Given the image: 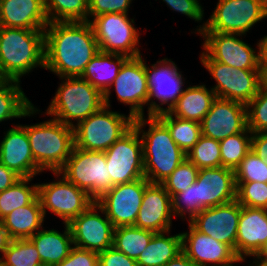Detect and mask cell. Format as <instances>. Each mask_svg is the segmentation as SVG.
<instances>
[{
  "label": "cell",
  "instance_id": "19",
  "mask_svg": "<svg viewBox=\"0 0 267 266\" xmlns=\"http://www.w3.org/2000/svg\"><path fill=\"white\" fill-rule=\"evenodd\" d=\"M241 205L237 200L203 209L188 221L197 231L229 245L235 251Z\"/></svg>",
  "mask_w": 267,
  "mask_h": 266
},
{
  "label": "cell",
  "instance_id": "54",
  "mask_svg": "<svg viewBox=\"0 0 267 266\" xmlns=\"http://www.w3.org/2000/svg\"><path fill=\"white\" fill-rule=\"evenodd\" d=\"M7 81H8L7 77L3 74V72H2V70L0 68V86L2 84H4L5 82H7Z\"/></svg>",
  "mask_w": 267,
  "mask_h": 266
},
{
  "label": "cell",
  "instance_id": "41",
  "mask_svg": "<svg viewBox=\"0 0 267 266\" xmlns=\"http://www.w3.org/2000/svg\"><path fill=\"white\" fill-rule=\"evenodd\" d=\"M199 169L187 158L161 184L168 194H175L188 189L197 179Z\"/></svg>",
  "mask_w": 267,
  "mask_h": 266
},
{
  "label": "cell",
  "instance_id": "31",
  "mask_svg": "<svg viewBox=\"0 0 267 266\" xmlns=\"http://www.w3.org/2000/svg\"><path fill=\"white\" fill-rule=\"evenodd\" d=\"M39 112L25 95L19 81L8 80L0 86V123L12 118L30 117Z\"/></svg>",
  "mask_w": 267,
  "mask_h": 266
},
{
  "label": "cell",
  "instance_id": "7",
  "mask_svg": "<svg viewBox=\"0 0 267 266\" xmlns=\"http://www.w3.org/2000/svg\"><path fill=\"white\" fill-rule=\"evenodd\" d=\"M133 123L134 118L130 114H120L103 106L73 127L74 146L88 151L105 152L133 127Z\"/></svg>",
  "mask_w": 267,
  "mask_h": 266
},
{
  "label": "cell",
  "instance_id": "18",
  "mask_svg": "<svg viewBox=\"0 0 267 266\" xmlns=\"http://www.w3.org/2000/svg\"><path fill=\"white\" fill-rule=\"evenodd\" d=\"M68 225L76 247L100 253L113 246L115 227L96 201Z\"/></svg>",
  "mask_w": 267,
  "mask_h": 266
},
{
  "label": "cell",
  "instance_id": "21",
  "mask_svg": "<svg viewBox=\"0 0 267 266\" xmlns=\"http://www.w3.org/2000/svg\"><path fill=\"white\" fill-rule=\"evenodd\" d=\"M189 231L181 232L182 252L198 266H233L244 262L227 244L197 231L189 223Z\"/></svg>",
  "mask_w": 267,
  "mask_h": 266
},
{
  "label": "cell",
  "instance_id": "50",
  "mask_svg": "<svg viewBox=\"0 0 267 266\" xmlns=\"http://www.w3.org/2000/svg\"><path fill=\"white\" fill-rule=\"evenodd\" d=\"M164 266H198L183 252L179 253L172 260L168 261Z\"/></svg>",
  "mask_w": 267,
  "mask_h": 266
},
{
  "label": "cell",
  "instance_id": "25",
  "mask_svg": "<svg viewBox=\"0 0 267 266\" xmlns=\"http://www.w3.org/2000/svg\"><path fill=\"white\" fill-rule=\"evenodd\" d=\"M48 24L44 0H1L0 26L44 30Z\"/></svg>",
  "mask_w": 267,
  "mask_h": 266
},
{
  "label": "cell",
  "instance_id": "6",
  "mask_svg": "<svg viewBox=\"0 0 267 266\" xmlns=\"http://www.w3.org/2000/svg\"><path fill=\"white\" fill-rule=\"evenodd\" d=\"M59 79L62 80L61 84L44 112L50 118L53 116L63 124L74 127L104 106V94L85 79L80 76Z\"/></svg>",
  "mask_w": 267,
  "mask_h": 266
},
{
  "label": "cell",
  "instance_id": "32",
  "mask_svg": "<svg viewBox=\"0 0 267 266\" xmlns=\"http://www.w3.org/2000/svg\"><path fill=\"white\" fill-rule=\"evenodd\" d=\"M154 232L144 230L134 225L119 226L114 229L113 247L129 258L137 260L149 244Z\"/></svg>",
  "mask_w": 267,
  "mask_h": 266
},
{
  "label": "cell",
  "instance_id": "13",
  "mask_svg": "<svg viewBox=\"0 0 267 266\" xmlns=\"http://www.w3.org/2000/svg\"><path fill=\"white\" fill-rule=\"evenodd\" d=\"M61 176L57 181L38 183V197L45 217L49 210L60 217L63 224H69L95 201L86 191Z\"/></svg>",
  "mask_w": 267,
  "mask_h": 266
},
{
  "label": "cell",
  "instance_id": "33",
  "mask_svg": "<svg viewBox=\"0 0 267 266\" xmlns=\"http://www.w3.org/2000/svg\"><path fill=\"white\" fill-rule=\"evenodd\" d=\"M168 128L175 143L187 154L201 136L200 122L173 117L168 111L156 115Z\"/></svg>",
  "mask_w": 267,
  "mask_h": 266
},
{
  "label": "cell",
  "instance_id": "20",
  "mask_svg": "<svg viewBox=\"0 0 267 266\" xmlns=\"http://www.w3.org/2000/svg\"><path fill=\"white\" fill-rule=\"evenodd\" d=\"M200 125L201 135L220 142L247 128V107L238 101L216 97Z\"/></svg>",
  "mask_w": 267,
  "mask_h": 266
},
{
  "label": "cell",
  "instance_id": "56",
  "mask_svg": "<svg viewBox=\"0 0 267 266\" xmlns=\"http://www.w3.org/2000/svg\"><path fill=\"white\" fill-rule=\"evenodd\" d=\"M257 1L260 2L263 8L267 11V0H257Z\"/></svg>",
  "mask_w": 267,
  "mask_h": 266
},
{
  "label": "cell",
  "instance_id": "35",
  "mask_svg": "<svg viewBox=\"0 0 267 266\" xmlns=\"http://www.w3.org/2000/svg\"><path fill=\"white\" fill-rule=\"evenodd\" d=\"M50 22H88L89 0H44Z\"/></svg>",
  "mask_w": 267,
  "mask_h": 266
},
{
  "label": "cell",
  "instance_id": "14",
  "mask_svg": "<svg viewBox=\"0 0 267 266\" xmlns=\"http://www.w3.org/2000/svg\"><path fill=\"white\" fill-rule=\"evenodd\" d=\"M145 71L149 88L147 115L169 111L185 90L182 89L185 78L183 79L181 71H178L177 65L168 58L156 61L151 68L145 61ZM154 98L160 101V104L156 103ZM163 105L167 107L163 108Z\"/></svg>",
  "mask_w": 267,
  "mask_h": 266
},
{
  "label": "cell",
  "instance_id": "24",
  "mask_svg": "<svg viewBox=\"0 0 267 266\" xmlns=\"http://www.w3.org/2000/svg\"><path fill=\"white\" fill-rule=\"evenodd\" d=\"M266 243L267 210L242 206L238 222L235 254L245 261L247 257L258 254Z\"/></svg>",
  "mask_w": 267,
  "mask_h": 266
},
{
  "label": "cell",
  "instance_id": "53",
  "mask_svg": "<svg viewBox=\"0 0 267 266\" xmlns=\"http://www.w3.org/2000/svg\"><path fill=\"white\" fill-rule=\"evenodd\" d=\"M258 255L260 257L267 259V243L263 246V248L259 251Z\"/></svg>",
  "mask_w": 267,
  "mask_h": 266
},
{
  "label": "cell",
  "instance_id": "8",
  "mask_svg": "<svg viewBox=\"0 0 267 266\" xmlns=\"http://www.w3.org/2000/svg\"><path fill=\"white\" fill-rule=\"evenodd\" d=\"M56 178L63 175L69 182L86 191L97 201L112 188V181L103 151H88L73 147L69 158Z\"/></svg>",
  "mask_w": 267,
  "mask_h": 266
},
{
  "label": "cell",
  "instance_id": "28",
  "mask_svg": "<svg viewBox=\"0 0 267 266\" xmlns=\"http://www.w3.org/2000/svg\"><path fill=\"white\" fill-rule=\"evenodd\" d=\"M44 219L42 205L37 197L32 203L6 215L2 221L12 239H27L42 229Z\"/></svg>",
  "mask_w": 267,
  "mask_h": 266
},
{
  "label": "cell",
  "instance_id": "45",
  "mask_svg": "<svg viewBox=\"0 0 267 266\" xmlns=\"http://www.w3.org/2000/svg\"><path fill=\"white\" fill-rule=\"evenodd\" d=\"M200 0H163L170 9L200 22L204 18V10Z\"/></svg>",
  "mask_w": 267,
  "mask_h": 266
},
{
  "label": "cell",
  "instance_id": "48",
  "mask_svg": "<svg viewBox=\"0 0 267 266\" xmlns=\"http://www.w3.org/2000/svg\"><path fill=\"white\" fill-rule=\"evenodd\" d=\"M21 177L0 162V192L13 186Z\"/></svg>",
  "mask_w": 267,
  "mask_h": 266
},
{
  "label": "cell",
  "instance_id": "47",
  "mask_svg": "<svg viewBox=\"0 0 267 266\" xmlns=\"http://www.w3.org/2000/svg\"><path fill=\"white\" fill-rule=\"evenodd\" d=\"M251 150L267 162V132H256L252 134Z\"/></svg>",
  "mask_w": 267,
  "mask_h": 266
},
{
  "label": "cell",
  "instance_id": "5",
  "mask_svg": "<svg viewBox=\"0 0 267 266\" xmlns=\"http://www.w3.org/2000/svg\"><path fill=\"white\" fill-rule=\"evenodd\" d=\"M39 169L59 172L74 147V128L52 118L33 125H22Z\"/></svg>",
  "mask_w": 267,
  "mask_h": 266
},
{
  "label": "cell",
  "instance_id": "9",
  "mask_svg": "<svg viewBox=\"0 0 267 266\" xmlns=\"http://www.w3.org/2000/svg\"><path fill=\"white\" fill-rule=\"evenodd\" d=\"M200 60L217 82L211 87L217 98L247 105L259 92L263 83L262 70L236 69L211 59L204 51Z\"/></svg>",
  "mask_w": 267,
  "mask_h": 266
},
{
  "label": "cell",
  "instance_id": "15",
  "mask_svg": "<svg viewBox=\"0 0 267 266\" xmlns=\"http://www.w3.org/2000/svg\"><path fill=\"white\" fill-rule=\"evenodd\" d=\"M112 187L144 178L142 142L133 126L105 151Z\"/></svg>",
  "mask_w": 267,
  "mask_h": 266
},
{
  "label": "cell",
  "instance_id": "17",
  "mask_svg": "<svg viewBox=\"0 0 267 266\" xmlns=\"http://www.w3.org/2000/svg\"><path fill=\"white\" fill-rule=\"evenodd\" d=\"M149 183L144 177L114 185L96 203L103 209L115 228L134 225L142 204L145 187Z\"/></svg>",
  "mask_w": 267,
  "mask_h": 266
},
{
  "label": "cell",
  "instance_id": "26",
  "mask_svg": "<svg viewBox=\"0 0 267 266\" xmlns=\"http://www.w3.org/2000/svg\"><path fill=\"white\" fill-rule=\"evenodd\" d=\"M63 233L50 229H40L29 239L35 245L43 266H56L71 252L74 246L72 233L68 224Z\"/></svg>",
  "mask_w": 267,
  "mask_h": 266
},
{
  "label": "cell",
  "instance_id": "55",
  "mask_svg": "<svg viewBox=\"0 0 267 266\" xmlns=\"http://www.w3.org/2000/svg\"><path fill=\"white\" fill-rule=\"evenodd\" d=\"M263 84L267 85V68L262 72Z\"/></svg>",
  "mask_w": 267,
  "mask_h": 266
},
{
  "label": "cell",
  "instance_id": "3",
  "mask_svg": "<svg viewBox=\"0 0 267 266\" xmlns=\"http://www.w3.org/2000/svg\"><path fill=\"white\" fill-rule=\"evenodd\" d=\"M149 124L148 130L143 128ZM142 142L144 177L150 183H162L187 158L175 143L167 126L156 116L134 118Z\"/></svg>",
  "mask_w": 267,
  "mask_h": 266
},
{
  "label": "cell",
  "instance_id": "44",
  "mask_svg": "<svg viewBox=\"0 0 267 266\" xmlns=\"http://www.w3.org/2000/svg\"><path fill=\"white\" fill-rule=\"evenodd\" d=\"M56 266H99L97 252L74 246L70 254Z\"/></svg>",
  "mask_w": 267,
  "mask_h": 266
},
{
  "label": "cell",
  "instance_id": "43",
  "mask_svg": "<svg viewBox=\"0 0 267 266\" xmlns=\"http://www.w3.org/2000/svg\"><path fill=\"white\" fill-rule=\"evenodd\" d=\"M133 0H89L88 22L91 18L107 13L128 14Z\"/></svg>",
  "mask_w": 267,
  "mask_h": 266
},
{
  "label": "cell",
  "instance_id": "42",
  "mask_svg": "<svg viewBox=\"0 0 267 266\" xmlns=\"http://www.w3.org/2000/svg\"><path fill=\"white\" fill-rule=\"evenodd\" d=\"M236 200L241 206L267 210V183H236Z\"/></svg>",
  "mask_w": 267,
  "mask_h": 266
},
{
  "label": "cell",
  "instance_id": "4",
  "mask_svg": "<svg viewBox=\"0 0 267 266\" xmlns=\"http://www.w3.org/2000/svg\"><path fill=\"white\" fill-rule=\"evenodd\" d=\"M44 30L0 26V68L8 80L21 77L34 68H44Z\"/></svg>",
  "mask_w": 267,
  "mask_h": 266
},
{
  "label": "cell",
  "instance_id": "34",
  "mask_svg": "<svg viewBox=\"0 0 267 266\" xmlns=\"http://www.w3.org/2000/svg\"><path fill=\"white\" fill-rule=\"evenodd\" d=\"M33 178H21L13 186L0 192V219L15 209L32 203L38 197V183L30 185Z\"/></svg>",
  "mask_w": 267,
  "mask_h": 266
},
{
  "label": "cell",
  "instance_id": "40",
  "mask_svg": "<svg viewBox=\"0 0 267 266\" xmlns=\"http://www.w3.org/2000/svg\"><path fill=\"white\" fill-rule=\"evenodd\" d=\"M247 128L252 132H267V85H261L257 95L246 105Z\"/></svg>",
  "mask_w": 267,
  "mask_h": 266
},
{
  "label": "cell",
  "instance_id": "2",
  "mask_svg": "<svg viewBox=\"0 0 267 266\" xmlns=\"http://www.w3.org/2000/svg\"><path fill=\"white\" fill-rule=\"evenodd\" d=\"M234 170L227 167L201 168L196 181L183 192L172 197L173 215L190 221L205 208L236 200ZM184 204V205H183ZM184 217V218H183Z\"/></svg>",
  "mask_w": 267,
  "mask_h": 266
},
{
  "label": "cell",
  "instance_id": "27",
  "mask_svg": "<svg viewBox=\"0 0 267 266\" xmlns=\"http://www.w3.org/2000/svg\"><path fill=\"white\" fill-rule=\"evenodd\" d=\"M215 99V92L204 84L188 86L168 112L180 119L201 122Z\"/></svg>",
  "mask_w": 267,
  "mask_h": 266
},
{
  "label": "cell",
  "instance_id": "49",
  "mask_svg": "<svg viewBox=\"0 0 267 266\" xmlns=\"http://www.w3.org/2000/svg\"><path fill=\"white\" fill-rule=\"evenodd\" d=\"M13 239L10 237L9 233L7 232L6 227L4 226V223L2 219H0V252L1 254H4V251L8 248L11 241ZM0 254V258H1Z\"/></svg>",
  "mask_w": 267,
  "mask_h": 266
},
{
  "label": "cell",
  "instance_id": "29",
  "mask_svg": "<svg viewBox=\"0 0 267 266\" xmlns=\"http://www.w3.org/2000/svg\"><path fill=\"white\" fill-rule=\"evenodd\" d=\"M127 56L99 52L86 65L80 76L103 94L110 88L117 77Z\"/></svg>",
  "mask_w": 267,
  "mask_h": 266
},
{
  "label": "cell",
  "instance_id": "23",
  "mask_svg": "<svg viewBox=\"0 0 267 266\" xmlns=\"http://www.w3.org/2000/svg\"><path fill=\"white\" fill-rule=\"evenodd\" d=\"M4 134L0 142V162L21 178L40 175L42 171L34 161L25 128L18 124Z\"/></svg>",
  "mask_w": 267,
  "mask_h": 266
},
{
  "label": "cell",
  "instance_id": "10",
  "mask_svg": "<svg viewBox=\"0 0 267 266\" xmlns=\"http://www.w3.org/2000/svg\"><path fill=\"white\" fill-rule=\"evenodd\" d=\"M128 14L107 13L93 17L89 23L101 52L119 54L128 58L141 56L140 32Z\"/></svg>",
  "mask_w": 267,
  "mask_h": 266
},
{
  "label": "cell",
  "instance_id": "30",
  "mask_svg": "<svg viewBox=\"0 0 267 266\" xmlns=\"http://www.w3.org/2000/svg\"><path fill=\"white\" fill-rule=\"evenodd\" d=\"M181 252V233L171 236L170 230L154 233L147 247L138 256L137 266H164Z\"/></svg>",
  "mask_w": 267,
  "mask_h": 266
},
{
  "label": "cell",
  "instance_id": "1",
  "mask_svg": "<svg viewBox=\"0 0 267 266\" xmlns=\"http://www.w3.org/2000/svg\"><path fill=\"white\" fill-rule=\"evenodd\" d=\"M44 69L61 77H79L100 52L89 22H50L44 29Z\"/></svg>",
  "mask_w": 267,
  "mask_h": 266
},
{
  "label": "cell",
  "instance_id": "37",
  "mask_svg": "<svg viewBox=\"0 0 267 266\" xmlns=\"http://www.w3.org/2000/svg\"><path fill=\"white\" fill-rule=\"evenodd\" d=\"M2 255V266H43L40 255L29 238L13 239Z\"/></svg>",
  "mask_w": 267,
  "mask_h": 266
},
{
  "label": "cell",
  "instance_id": "16",
  "mask_svg": "<svg viewBox=\"0 0 267 266\" xmlns=\"http://www.w3.org/2000/svg\"><path fill=\"white\" fill-rule=\"evenodd\" d=\"M200 35L204 38L203 51L211 59L236 69L261 70L259 43L256 51L239 38L241 34L202 32Z\"/></svg>",
  "mask_w": 267,
  "mask_h": 266
},
{
  "label": "cell",
  "instance_id": "38",
  "mask_svg": "<svg viewBox=\"0 0 267 266\" xmlns=\"http://www.w3.org/2000/svg\"><path fill=\"white\" fill-rule=\"evenodd\" d=\"M186 155L198 169L221 167L220 144L215 139L201 135Z\"/></svg>",
  "mask_w": 267,
  "mask_h": 266
},
{
  "label": "cell",
  "instance_id": "39",
  "mask_svg": "<svg viewBox=\"0 0 267 266\" xmlns=\"http://www.w3.org/2000/svg\"><path fill=\"white\" fill-rule=\"evenodd\" d=\"M235 183H267V162L250 150L234 170Z\"/></svg>",
  "mask_w": 267,
  "mask_h": 266
},
{
  "label": "cell",
  "instance_id": "22",
  "mask_svg": "<svg viewBox=\"0 0 267 266\" xmlns=\"http://www.w3.org/2000/svg\"><path fill=\"white\" fill-rule=\"evenodd\" d=\"M173 216L172 197L162 184L149 183L134 226L154 233L169 231Z\"/></svg>",
  "mask_w": 267,
  "mask_h": 266
},
{
  "label": "cell",
  "instance_id": "46",
  "mask_svg": "<svg viewBox=\"0 0 267 266\" xmlns=\"http://www.w3.org/2000/svg\"><path fill=\"white\" fill-rule=\"evenodd\" d=\"M99 266H137L136 260L111 246L98 253Z\"/></svg>",
  "mask_w": 267,
  "mask_h": 266
},
{
  "label": "cell",
  "instance_id": "51",
  "mask_svg": "<svg viewBox=\"0 0 267 266\" xmlns=\"http://www.w3.org/2000/svg\"><path fill=\"white\" fill-rule=\"evenodd\" d=\"M260 54V68L262 72L267 68V35L258 41Z\"/></svg>",
  "mask_w": 267,
  "mask_h": 266
},
{
  "label": "cell",
  "instance_id": "11",
  "mask_svg": "<svg viewBox=\"0 0 267 266\" xmlns=\"http://www.w3.org/2000/svg\"><path fill=\"white\" fill-rule=\"evenodd\" d=\"M267 11L257 0H218L214 12L195 31L246 35Z\"/></svg>",
  "mask_w": 267,
  "mask_h": 266
},
{
  "label": "cell",
  "instance_id": "52",
  "mask_svg": "<svg viewBox=\"0 0 267 266\" xmlns=\"http://www.w3.org/2000/svg\"><path fill=\"white\" fill-rule=\"evenodd\" d=\"M255 260L249 266H267V259L258 254L251 255ZM254 264V265H253Z\"/></svg>",
  "mask_w": 267,
  "mask_h": 266
},
{
  "label": "cell",
  "instance_id": "12",
  "mask_svg": "<svg viewBox=\"0 0 267 266\" xmlns=\"http://www.w3.org/2000/svg\"><path fill=\"white\" fill-rule=\"evenodd\" d=\"M145 61L141 56L128 58L122 65L110 88L104 93V106L111 107V88L114 87L119 102L129 106L133 118L143 117L148 102V82Z\"/></svg>",
  "mask_w": 267,
  "mask_h": 266
},
{
  "label": "cell",
  "instance_id": "36",
  "mask_svg": "<svg viewBox=\"0 0 267 266\" xmlns=\"http://www.w3.org/2000/svg\"><path fill=\"white\" fill-rule=\"evenodd\" d=\"M252 132L246 128L243 132L228 136L219 142L221 166L235 170L251 150Z\"/></svg>",
  "mask_w": 267,
  "mask_h": 266
}]
</instances>
